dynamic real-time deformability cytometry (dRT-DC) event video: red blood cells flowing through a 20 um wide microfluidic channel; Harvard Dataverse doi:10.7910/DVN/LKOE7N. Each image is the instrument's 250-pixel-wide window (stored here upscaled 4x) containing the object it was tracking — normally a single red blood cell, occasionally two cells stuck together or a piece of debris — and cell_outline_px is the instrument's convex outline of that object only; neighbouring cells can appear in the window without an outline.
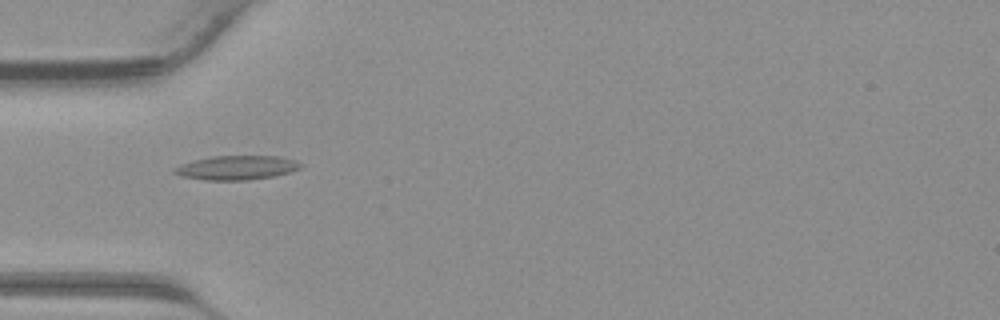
{"species": "common noctule bat (a hibernating species)", "species_latin": "Nyctalus noctula", "temperature_condition": "warm", "stored_images_in_passage": 41, "camera_frame_rate_fps": 3000, "um_per_image_px": 0.085, "animal": {"sex": "male", "body_mass_g": 23.1, "forearm_length_mm": 52.7}, "frame": {"image": 1, "passage_image": 13, "time_ms": 4.0, "image_size_px": [1000, 320], "cell_outline_px": [[304, 164], [300, 168], [288, 172], [272, 176], [248, 180], [204, 180], [180, 176], [172, 172], [172, 168], [180, 164], [212, 156], [280, 156], [296, 160]], "centroid_in_image_um": [20.09, 14.25], "position_along_channel_um": 64.9, "area_um2": 17.8}}
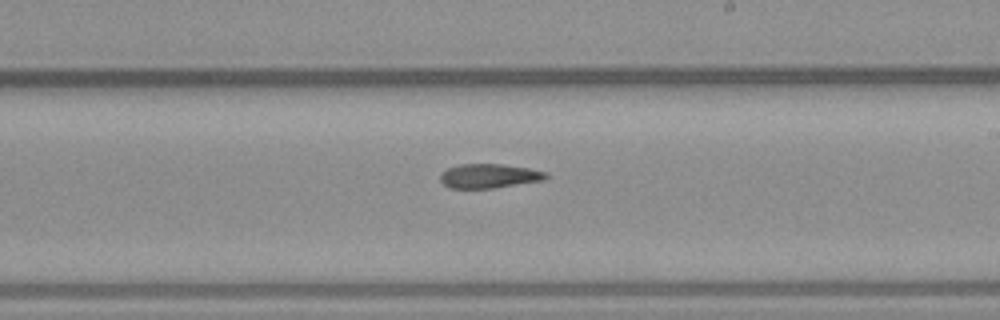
{"frame": {"image": 2, "passage_image": 24, "time_ms": 7.667, "image_size_px": [1000, 320], "cell_outline_px": [[548, 176], [544, 180], [492, 188], [448, 188], [440, 180], [440, 172], [448, 168], [460, 164], [504, 164], [528, 168], [548, 172]], "centroid_in_image_um": [41.56, 14.95], "position_along_channel_um": 247.4, "area_um2": 14.97}}
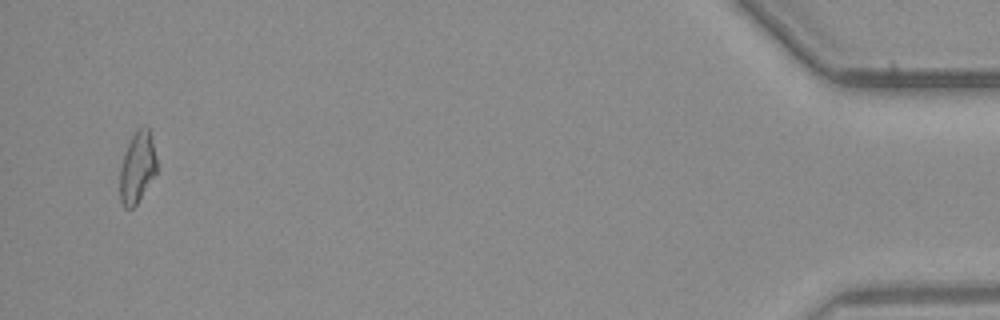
{"frame": {"image": 3, "passage_image": 40, "time_ms": 13.0, "image_size_px": [1000, 320], "cell_outline_px": [[156, 172], [136, 204], [132, 208], [124, 208], [120, 200], [120, 168], [128, 144], [136, 128], [148, 128], [156, 156]], "centroid_in_image_um": [11.65, 14.25], "position_along_channel_um": 423.6, "area_um2": 14.85}}